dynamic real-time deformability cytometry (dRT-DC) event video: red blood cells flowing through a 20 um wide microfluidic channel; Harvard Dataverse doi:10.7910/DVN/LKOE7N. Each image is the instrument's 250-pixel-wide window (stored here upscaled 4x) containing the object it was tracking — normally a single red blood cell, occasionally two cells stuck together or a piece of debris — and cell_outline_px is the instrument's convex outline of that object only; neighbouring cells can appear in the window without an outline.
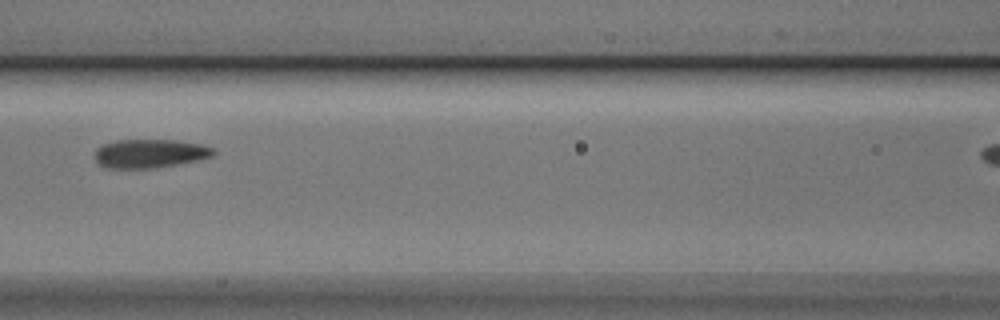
{"species": "Egyptian fruit bat (a non-hibernating species)", "species_latin": "Rousettus aegyptiacus", "temperature_condition": "cold", "stored_images_in_passage": 5, "camera_frame_rate_fps": 3000, "um_per_image_px": 0.085, "animal": {"sex": "male"}, "frame": {"image": 1, "passage_image": 4, "time_ms": 1.0, "image_size_px": [1000, 320], "cell_outline_px": [[216, 152], [212, 156], [200, 160], [156, 168], [104, 168], [96, 160], [96, 148], [104, 144], [116, 140], [176, 140], [200, 144], [216, 148]], "centroid_in_image_um": [12.78, 13.05], "position_along_channel_um": 153.8, "area_um2": 19.94}}